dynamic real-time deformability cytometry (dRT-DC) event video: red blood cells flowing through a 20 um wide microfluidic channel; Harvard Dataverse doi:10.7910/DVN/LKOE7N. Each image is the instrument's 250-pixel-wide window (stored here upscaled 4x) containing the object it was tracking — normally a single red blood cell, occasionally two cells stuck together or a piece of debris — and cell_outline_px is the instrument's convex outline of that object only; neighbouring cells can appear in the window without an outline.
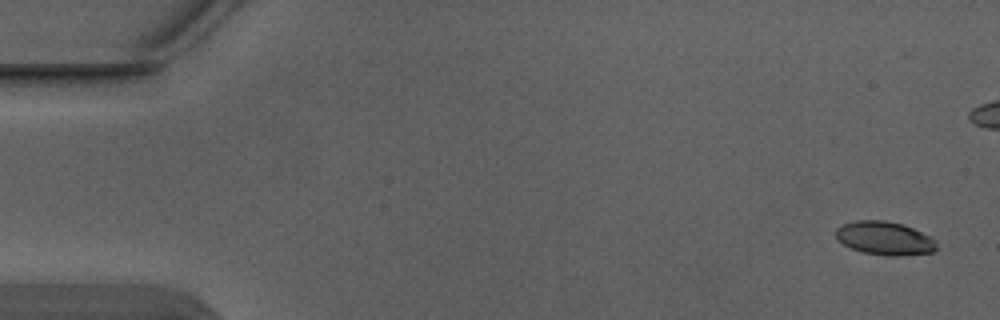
{"species": "Egyptian fruit bat (a non-hibernating species)", "species_latin": "Rousettus aegyptiacus", "temperature_condition": "warm", "stored_images_in_passage": 7, "segment_of_instrument_passage": [1, 2], "camera_frame_rate_fps": 3000, "um_per_image_px": 0.085, "animal": {"sex": "male"}, "frame": {"image": 1, "passage_image": 1, "time_ms": 0.0, "image_size_px": [1000, 320], "cell_outline_px": [[936, 248], [932, 252], [900, 256], [888, 256], [864, 252], [852, 248], [836, 240], [836, 228], [844, 224], [856, 220], [884, 220], [904, 224], [932, 236], [936, 240]], "centroid_in_image_um": [75.22, 20.24], "position_along_channel_um": 9.8, "area_um2": 19.77}}
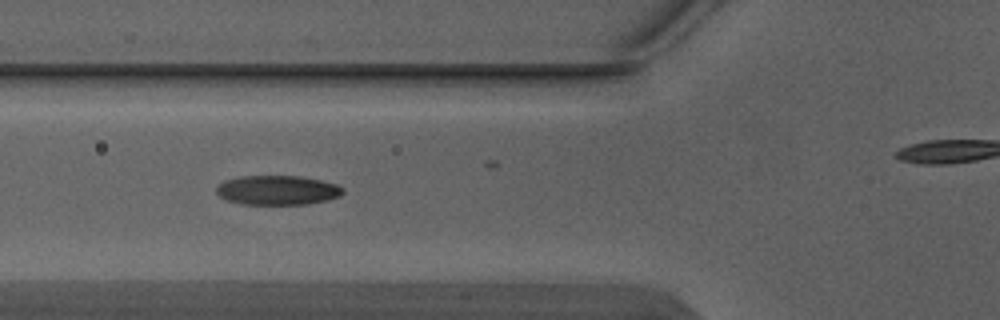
{"frame": {"image": 2, "passage_image": 5, "time_ms": 1.333, "image_size_px": [1000, 320], "cell_outline_px": [[344, 192], [340, 196], [328, 200], [308, 204], [240, 204], [228, 200], [220, 196], [216, 192], [216, 188], [224, 180], [244, 176], [300, 176], [320, 180], [336, 184], [344, 188]], "centroid_in_image_um": [23.61, 16.17], "position_along_channel_um": 102.2, "area_um2": 21.68}}
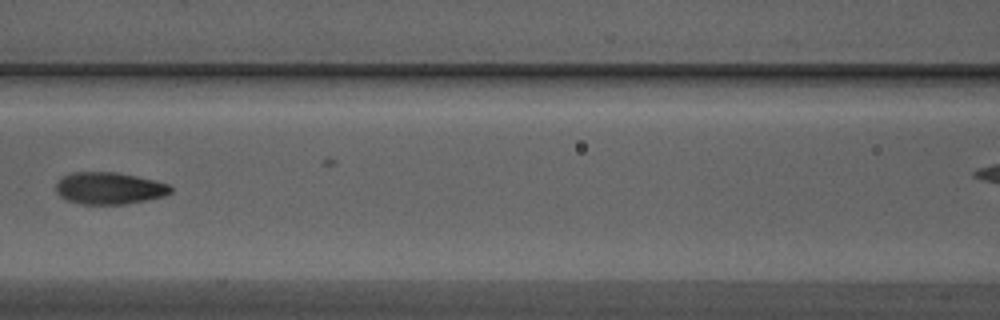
{"frame": {"image": 3, "passage_image": 6, "time_ms": 1.667, "image_size_px": [1000, 320], "cell_outline_px": [[172, 192], [164, 196], [124, 204], [80, 204], [64, 200], [56, 192], [56, 180], [72, 172], [116, 172], [156, 180], [168, 184], [172, 188]], "centroid_in_image_um": [9.25, 16.0], "position_along_channel_um": 157.4, "area_um2": 21.5}}